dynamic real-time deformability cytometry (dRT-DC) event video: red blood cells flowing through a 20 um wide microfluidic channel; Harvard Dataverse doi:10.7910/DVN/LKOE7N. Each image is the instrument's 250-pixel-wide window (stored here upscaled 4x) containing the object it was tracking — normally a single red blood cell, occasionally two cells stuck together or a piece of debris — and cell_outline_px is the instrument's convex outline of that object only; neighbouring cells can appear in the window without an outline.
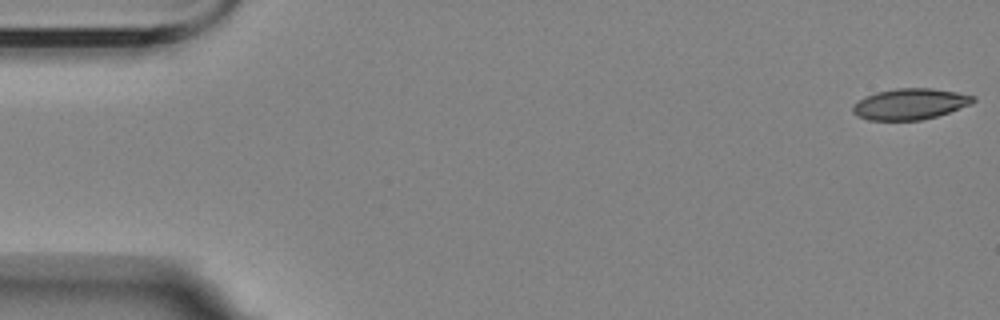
{"species": "Egyptian fruit bat (a non-hibernating species)", "species_latin": "Rousettus aegyptiacus", "temperature_condition": "room temperature", "stored_images_in_passage": 4, "camera_frame_rate_fps": 3000, "um_per_image_px": 0.085, "animal": {"sex": "female"}, "frame": {"image": 1, "passage_image": 1, "time_ms": 0.0, "image_size_px": [1000, 320], "cell_outline_px": [[976, 100], [972, 104], [936, 116], [920, 120], [868, 120], [856, 116], [852, 112], [852, 104], [876, 92], [896, 88], [932, 88], [956, 92], [976, 96]], "centroid_in_image_um": [77.35, 8.84], "position_along_channel_um": 7.6, "area_um2": 21.73}}
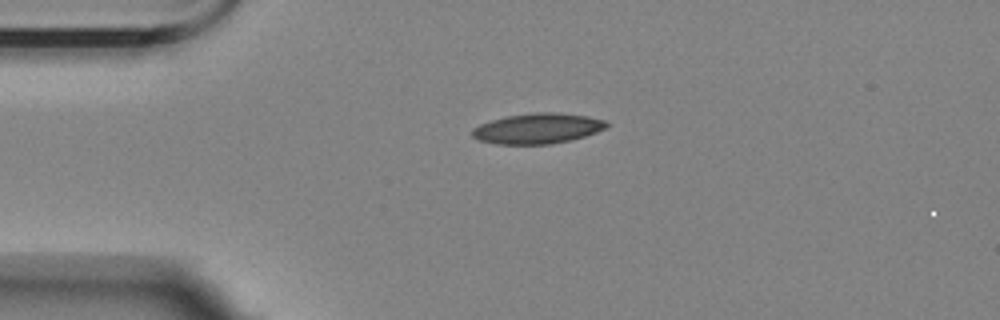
{"frame": {"image": 2, "passage_image": 3, "time_ms": 4.0, "image_size_px": [1000, 320], "cell_outline_px": [[608, 124], [604, 128], [596, 132], [584, 136], [552, 144], [496, 144], [480, 140], [472, 136], [472, 128], [480, 124], [504, 116], [532, 112], [556, 112], [588, 116], [608, 120]], "centroid_in_image_um": [45.69, 10.9], "position_along_channel_um": 39.3, "area_um2": 23.81}}